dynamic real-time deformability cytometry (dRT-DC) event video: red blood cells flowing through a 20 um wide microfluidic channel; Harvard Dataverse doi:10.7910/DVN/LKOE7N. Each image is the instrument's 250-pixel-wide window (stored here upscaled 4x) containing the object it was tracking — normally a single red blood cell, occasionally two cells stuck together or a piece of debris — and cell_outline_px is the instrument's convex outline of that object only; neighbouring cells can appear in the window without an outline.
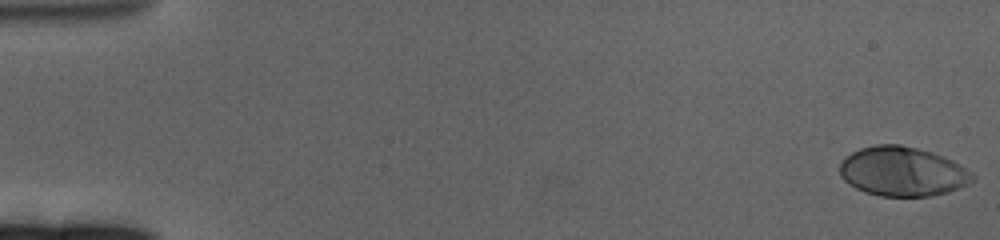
{"species": "human", "species_latin": "Homo sapiens", "temperature_condition": "cold", "stored_images_in_passage": 63, "camera_frame_rate_fps": 3000, "um_per_image_px": 0.085, "donor": {"sex": "female"}, "frame": {"image": 1, "passage_image": 1, "time_ms": 0.0, "image_size_px": [1000, 240], "cell_outline_px": [[972, 180], [956, 188], [944, 192], [928, 196], [880, 196], [864, 192], [856, 188], [844, 180], [840, 176], [840, 164], [852, 152], [860, 148], [876, 144], [900, 144], [932, 152], [956, 164], [968, 172], [972, 176]], "centroid_in_image_um": [76.6, 14.57], "position_along_channel_um": 8.4, "area_um2": 37.22}}
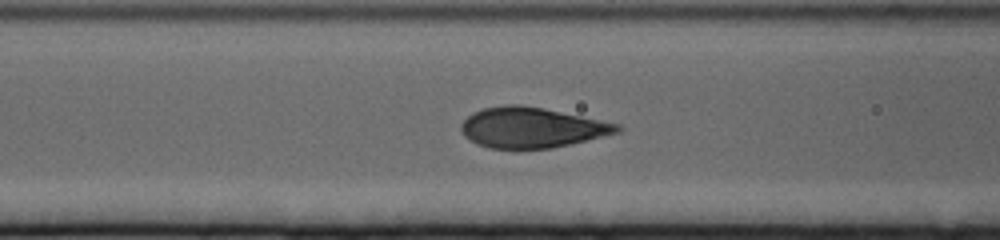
{"frame": {"image": 2, "passage_image": 26, "time_ms": 8.333, "image_size_px": [1000, 240], "cell_outline_px": [[624, 128], [620, 132], [552, 148], [488, 148], [464, 136], [460, 128], [464, 120], [472, 112], [484, 108], [504, 104], [520, 104], [544, 108], [620, 124]], "centroid_in_image_um": [45.21, 10.83], "position_along_channel_um": 121.4, "area_um2": 36.53}}
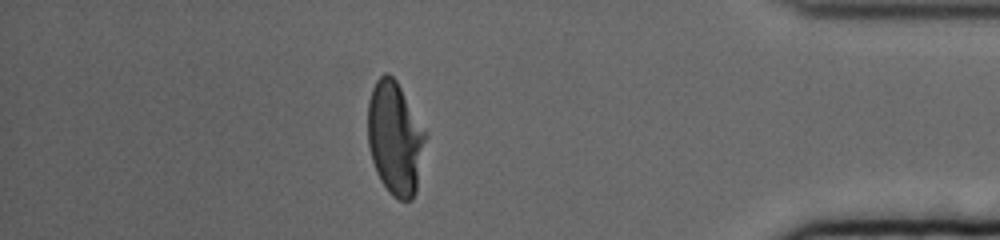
{"frame": {"image": 3, "passage_image": 55, "time_ms": 18.0, "image_size_px": [1000, 240], "cell_outline_px": [[424, 140], [416, 192], [412, 200], [400, 200], [392, 196], [388, 192], [380, 180], [376, 172], [372, 160], [368, 144], [368, 100], [372, 88], [376, 80], [384, 72], [388, 72], [396, 80], [424, 132]], "centroid_in_image_um": [33.52, 11.76], "position_along_channel_um": 401.7, "area_um2": 37.22}, "authors_computed_cell_mechanics": {"area_um2": 37.6278, "velocity_mm_per_s": 3.2511, "shape_relaxation_time_tau1_ms": 3.5686, "shape_relaxation_time_tau2_ms": null, "deformation_change_tau1": 0.1907, "deformation_change_tau2": null}}